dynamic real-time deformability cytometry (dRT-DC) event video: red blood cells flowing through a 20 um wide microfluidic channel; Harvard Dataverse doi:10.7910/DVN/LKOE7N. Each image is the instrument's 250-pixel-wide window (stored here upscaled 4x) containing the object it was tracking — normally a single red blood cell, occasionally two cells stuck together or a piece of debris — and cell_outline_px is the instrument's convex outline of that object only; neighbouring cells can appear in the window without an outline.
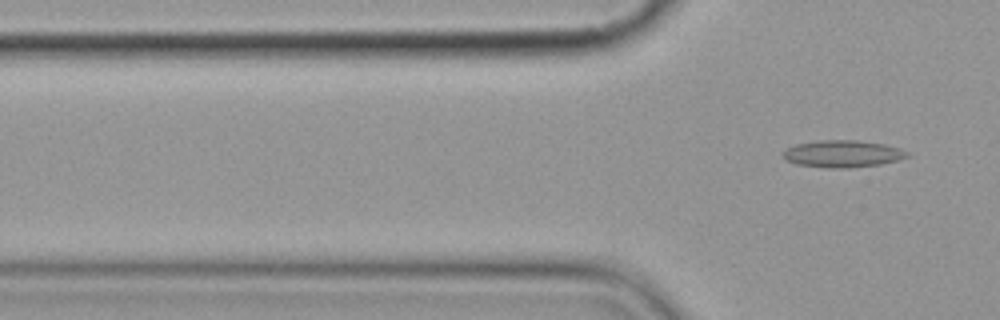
{"species": "common noctule bat (a hibernating species)", "species_latin": "Nyctalus noctula", "temperature_condition": "cold", "stored_images_in_passage": 7, "segment_of_instrument_passage": [2, 2], "camera_frame_rate_fps": 3000, "um_per_image_px": 0.085, "animal": {"sex": "female", "body_mass_g": 19.9}, "frame": {"image": 1, "passage_image": 7, "time_ms": 8.0, "image_size_px": [1000, 320], "cell_outline_px": [[908, 156], [896, 160], [880, 164], [848, 168], [828, 168], [796, 164], [784, 160], [780, 156], [780, 152], [796, 144], [820, 140], [856, 140], [884, 144], [900, 148], [908, 152]], "centroid_in_image_um": [71.55, 13.07], "position_along_channel_um": 54.3, "area_um2": 19.65}}